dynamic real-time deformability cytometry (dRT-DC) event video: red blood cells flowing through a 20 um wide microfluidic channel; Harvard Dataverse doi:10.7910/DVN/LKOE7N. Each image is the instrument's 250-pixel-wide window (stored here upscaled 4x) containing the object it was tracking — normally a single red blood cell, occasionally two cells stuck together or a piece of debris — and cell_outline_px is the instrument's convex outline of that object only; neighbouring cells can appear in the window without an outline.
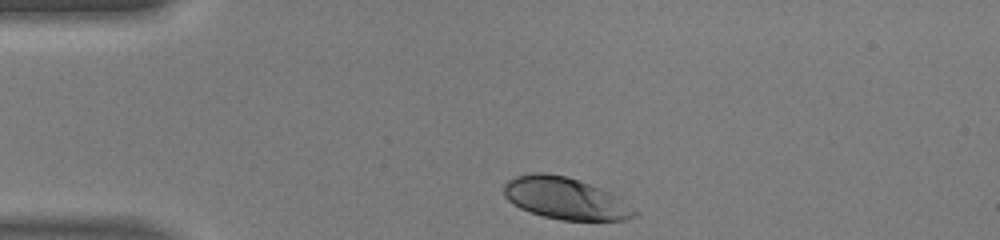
{"species": "human", "species_latin": "Homo sapiens", "temperature_condition": "warm", "stored_images_in_passage": 31, "camera_frame_rate_fps": 3000, "um_per_image_px": 0.085, "donor": {"sex": "male"}, "frame": {"image": 1, "passage_image": 1, "time_ms": 0.0, "image_size_px": [1000, 240], "cell_outline_px": [[640, 212], [636, 216], [624, 220], [560, 220], [544, 216], [520, 208], [512, 204], [504, 196], [504, 184], [508, 180], [516, 176], [532, 172], [544, 172], [568, 176], [608, 192]], "centroid_in_image_um": [48.01, 16.86], "position_along_channel_um": 37.0, "area_um2": 31.62}}
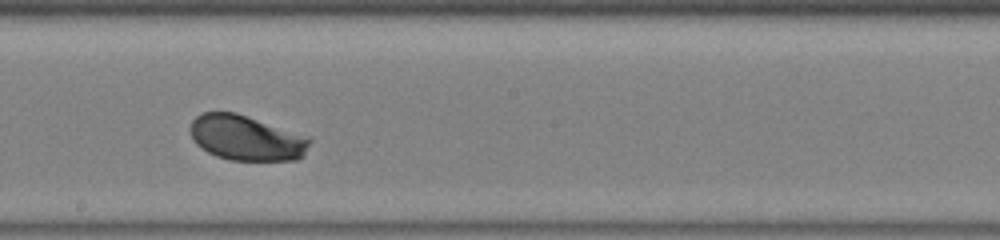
{"frame": {"image": 2, "passage_image": 18, "time_ms": 5.667, "image_size_px": [1000, 240], "cell_outline_px": [[312, 140], [304, 156], [296, 160], [228, 160], [216, 156], [208, 152], [196, 144], [192, 140], [192, 120], [196, 116], [204, 112], [236, 112], [308, 136]], "centroid_in_image_um": [20.96, 11.73], "position_along_channel_um": 227.2, "area_um2": 31.44}}
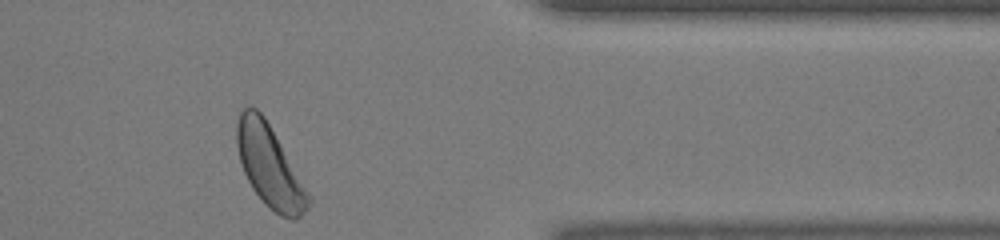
{"frame": {"image": 3, "passage_image": 31, "time_ms": 10.0, "image_size_px": [1000, 240], "cell_outline_px": [[312, 200], [308, 208], [296, 220], [292, 220], [280, 216], [268, 208], [264, 204], [252, 188], [244, 172], [240, 160], [236, 144], [236, 124], [240, 112], [244, 108], [256, 108], [264, 116], [308, 192]], "centroid_in_image_um": [22.9, 14.17], "position_along_channel_um": 388.5, "area_um2": 33.58}, "authors_computed_cell_mechanics": {"area_um2": 31.5588, "velocity_mm_per_s": 4.1209, "shape_relaxation_time_tau1_ms": 1.4924, "shape_relaxation_time_tau2_ms": null, "deformation_change_tau1": 0.1252, "deformation_change_tau2": null}}